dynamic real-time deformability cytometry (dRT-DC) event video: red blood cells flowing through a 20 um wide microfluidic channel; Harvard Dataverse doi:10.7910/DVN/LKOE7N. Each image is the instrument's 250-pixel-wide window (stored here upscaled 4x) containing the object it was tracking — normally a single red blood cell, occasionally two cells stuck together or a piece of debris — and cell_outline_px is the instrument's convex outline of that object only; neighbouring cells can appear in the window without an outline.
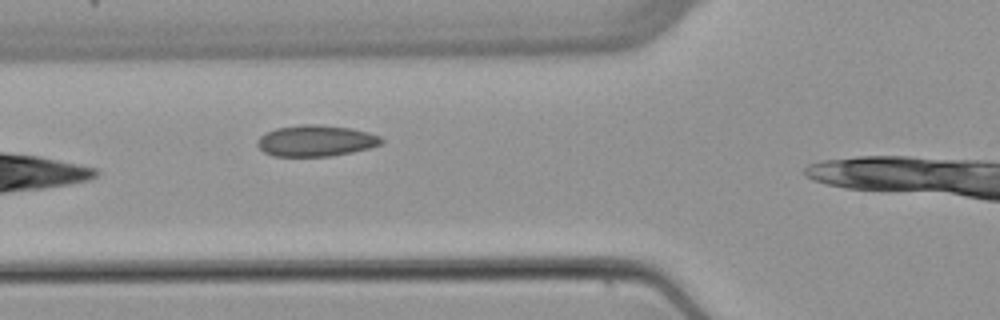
{"species": "common noctule bat (a hibernating species)", "species_latin": "Nyctalus noctula", "temperature_condition": "warm", "stored_images_in_passage": 6, "camera_frame_rate_fps": 3000, "um_per_image_px": 0.085, "animal": {"sex": "female", "body_mass_g": 22.7, "forearm_length_mm": 54.2}, "frame": {"image": 1, "passage_image": 5, "time_ms": 5.0, "image_size_px": [1000, 320], "cell_outline_px": [[384, 144], [352, 152], [332, 156], [272, 156], [264, 152], [256, 144], [256, 140], [260, 136], [276, 128], [300, 124], [316, 124], [352, 128], [368, 132], [380, 136], [384, 140]], "centroid_in_image_um": [26.86, 11.96], "position_along_channel_um": 98.9, "area_um2": 22.72}}